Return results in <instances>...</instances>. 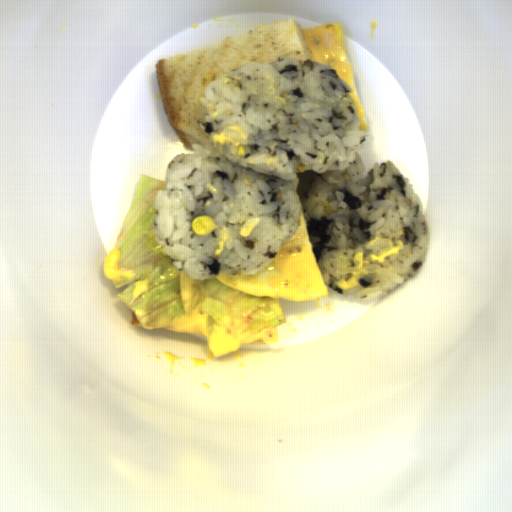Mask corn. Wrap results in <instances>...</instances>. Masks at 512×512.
<instances>
[{
  "instance_id": "corn-2",
  "label": "corn",
  "mask_w": 512,
  "mask_h": 512,
  "mask_svg": "<svg viewBox=\"0 0 512 512\" xmlns=\"http://www.w3.org/2000/svg\"><path fill=\"white\" fill-rule=\"evenodd\" d=\"M259 220L260 219H257L252 216L249 219H247L239 231L240 236H243L245 238L248 237L252 233L253 229L255 228Z\"/></svg>"
},
{
  "instance_id": "corn-1",
  "label": "corn",
  "mask_w": 512,
  "mask_h": 512,
  "mask_svg": "<svg viewBox=\"0 0 512 512\" xmlns=\"http://www.w3.org/2000/svg\"><path fill=\"white\" fill-rule=\"evenodd\" d=\"M190 226L194 234L197 235H208L217 229L213 218L209 215H197L192 220Z\"/></svg>"
}]
</instances>
